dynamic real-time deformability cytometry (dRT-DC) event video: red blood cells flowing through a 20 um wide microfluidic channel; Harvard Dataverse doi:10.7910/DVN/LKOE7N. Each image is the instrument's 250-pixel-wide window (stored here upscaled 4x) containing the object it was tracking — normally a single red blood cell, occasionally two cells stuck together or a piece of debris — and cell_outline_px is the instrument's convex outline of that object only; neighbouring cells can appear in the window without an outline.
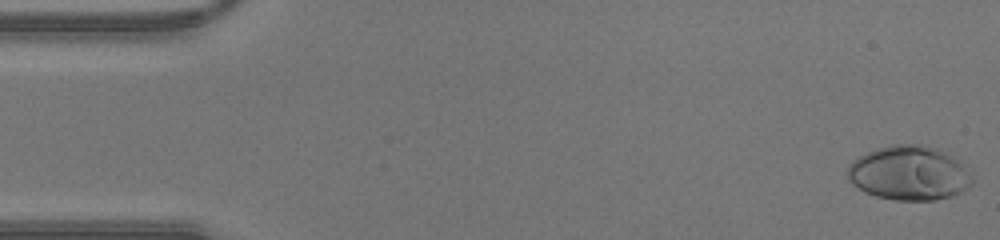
{"species": "human", "species_latin": "Homo sapiens", "temperature_condition": "warm", "stored_images_in_passage": 42, "camera_frame_rate_fps": 3000, "um_per_image_px": 0.085, "donor": {"sex": "male"}, "frame": {"image": 1, "passage_image": 1, "time_ms": 0.0, "image_size_px": [1000, 240], "cell_outline_px": [[972, 184], [960, 192], [952, 196], [936, 200], [896, 200], [876, 196], [864, 192], [852, 184], [848, 180], [848, 164], [852, 160], [876, 148], [892, 144], [920, 144], [936, 148], [944, 152], [956, 160], [964, 168], [972, 180]], "centroid_in_image_um": [77.21, 14.72], "position_along_channel_um": 7.8, "area_um2": 39.19}}
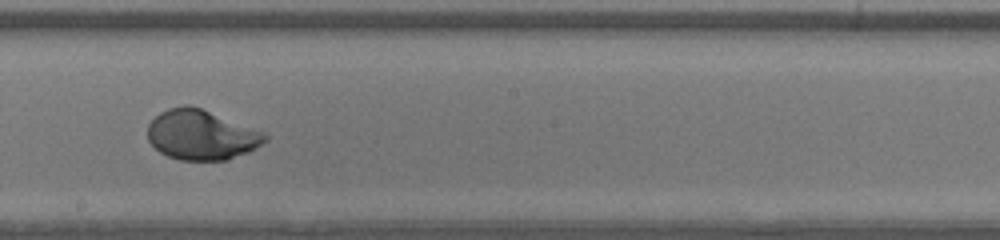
{"frame": {"image": 2, "passage_image": 25, "time_ms": 8.0, "image_size_px": [1000, 240], "cell_outline_px": [[268, 140], [248, 152], [228, 160], [180, 160], [168, 156], [160, 152], [148, 140], [148, 124], [160, 112], [168, 108], [184, 104], [188, 104], [200, 108], [264, 132], [268, 136]], "centroid_in_image_um": [17.1, 11.47], "position_along_channel_um": 231.1, "area_um2": 33.99}}
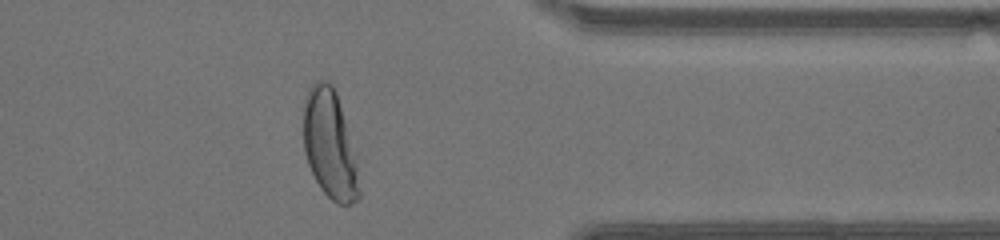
{"frame": {"image": 3, "passage_image": 36, "time_ms": 11.667, "image_size_px": [1000, 240], "cell_outline_px": [[360, 200], [352, 204], [336, 204], [320, 188], [308, 164], [304, 152], [304, 100], [308, 88], [316, 80], [328, 80], [332, 84], [336, 92], [356, 156], [360, 192]], "centroid_in_image_um": [28.04, 12.3], "position_along_channel_um": 383.4, "area_um2": 35.37}}